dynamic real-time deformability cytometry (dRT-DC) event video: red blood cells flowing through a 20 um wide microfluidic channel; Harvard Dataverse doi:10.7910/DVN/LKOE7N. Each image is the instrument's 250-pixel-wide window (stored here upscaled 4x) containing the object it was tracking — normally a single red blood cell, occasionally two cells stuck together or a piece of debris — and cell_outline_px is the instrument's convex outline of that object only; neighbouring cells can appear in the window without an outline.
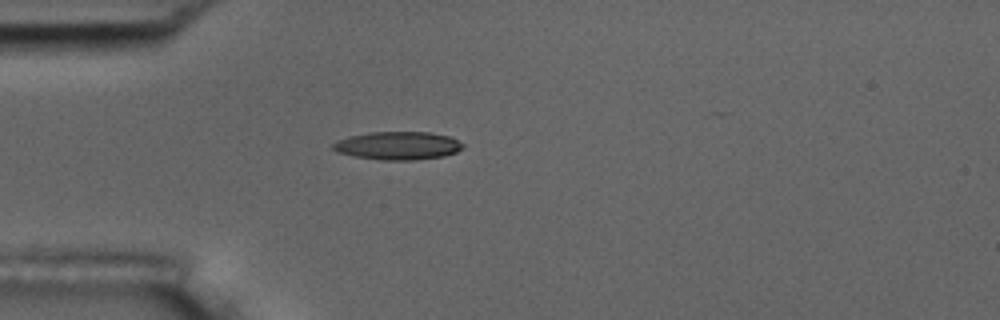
{"species": "common noctule bat (a hibernating species)", "species_latin": "Nyctalus noctula", "temperature_condition": "room temperature", "stored_images_in_passage": 1, "camera_frame_rate_fps": 3000, "um_per_image_px": 0.085, "animal": {"sex": "male", "body_mass_g": 17.5, "forearm_length_mm": 52.3}, "frame": {"image": 1, "passage_image": 1, "time_ms": 0.0, "image_size_px": [1000, 320], "cell_outline_px": [[464, 148], [456, 152], [444, 156], [412, 160], [380, 160], [356, 156], [336, 152], [332, 148], [332, 144], [336, 140], [348, 136], [368, 132], [428, 132], [452, 136], [464, 144]], "centroid_in_image_um": [33.83, 12.37], "position_along_channel_um": 51.2, "area_um2": 21.5}}